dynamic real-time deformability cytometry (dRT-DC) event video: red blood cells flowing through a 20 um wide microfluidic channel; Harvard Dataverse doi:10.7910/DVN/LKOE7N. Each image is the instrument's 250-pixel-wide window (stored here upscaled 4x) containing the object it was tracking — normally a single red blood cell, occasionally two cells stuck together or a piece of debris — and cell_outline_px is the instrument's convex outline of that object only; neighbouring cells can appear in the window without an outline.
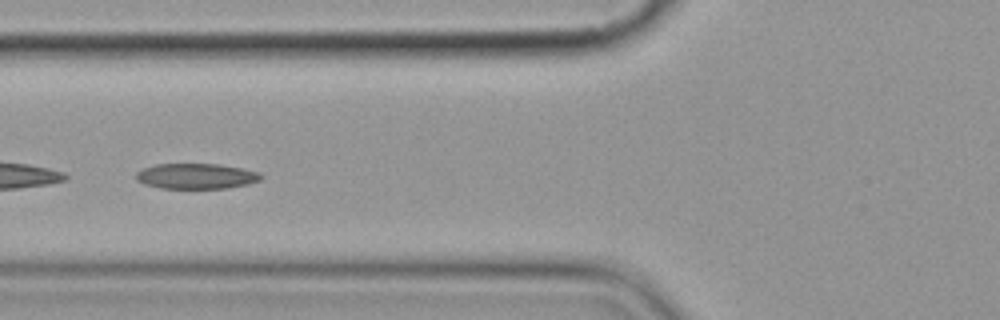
{"species": "common noctule bat (a hibernating species)", "species_latin": "Nyctalus noctula", "temperature_condition": "cold", "stored_images_in_passage": 10, "camera_frame_rate_fps": 3000, "um_per_image_px": 0.085, "animal": {"sex": "female", "body_mass_g": 19.9}, "frame": {"image": 1, "passage_image": 5, "time_ms": 4.667, "image_size_px": [1000, 320], "cell_outline_px": [[264, 176], [260, 180], [248, 184], [228, 188], [160, 188], [144, 184], [136, 180], [136, 172], [144, 168], [156, 164], [220, 164], [260, 172]], "centroid_in_image_um": [16.69, 14.97], "position_along_channel_um": 109.1, "area_um2": 18.55}}
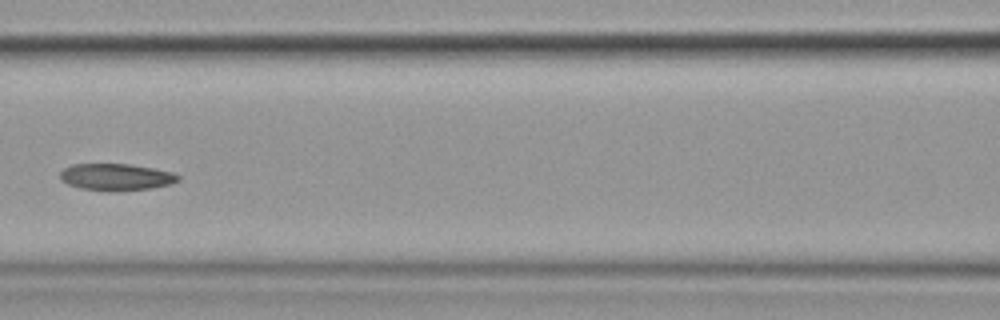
{"frame": {"image": 2, "passage_image": 6, "time_ms": 6.0, "image_size_px": [1000, 320], "cell_outline_px": [[180, 180], [172, 184], [152, 188], [116, 192], [108, 192], [80, 188], [68, 184], [60, 180], [60, 172], [64, 168], [72, 164], [128, 164], [152, 168], [172, 172], [180, 176]], "centroid_in_image_um": [9.87, 15.06], "position_along_channel_um": 156.7, "area_um2": 18.73}}
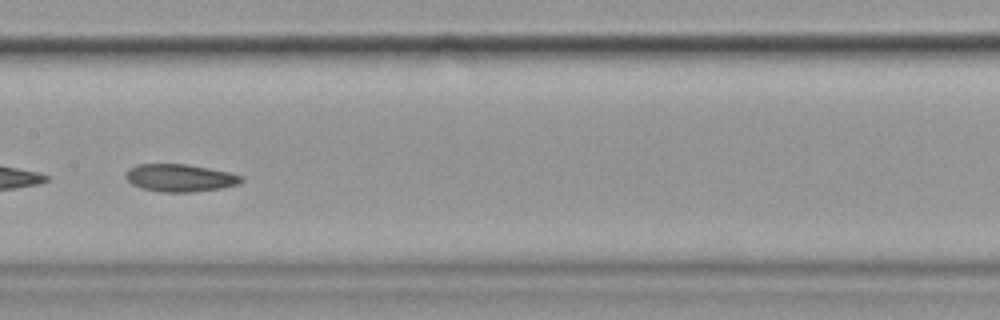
{"frame": {"image": 3, "passage_image": 7, "time_ms": 7.0, "image_size_px": [1000, 320], "cell_outline_px": [[244, 180], [240, 184], [220, 188], [192, 192], [164, 192], [140, 188], [132, 184], [124, 176], [124, 172], [128, 168], [136, 164], [188, 164], [228, 172], [244, 176]], "centroid_in_image_um": [15.28, 15.11], "position_along_channel_um": 192.1, "area_um2": 18.73}}